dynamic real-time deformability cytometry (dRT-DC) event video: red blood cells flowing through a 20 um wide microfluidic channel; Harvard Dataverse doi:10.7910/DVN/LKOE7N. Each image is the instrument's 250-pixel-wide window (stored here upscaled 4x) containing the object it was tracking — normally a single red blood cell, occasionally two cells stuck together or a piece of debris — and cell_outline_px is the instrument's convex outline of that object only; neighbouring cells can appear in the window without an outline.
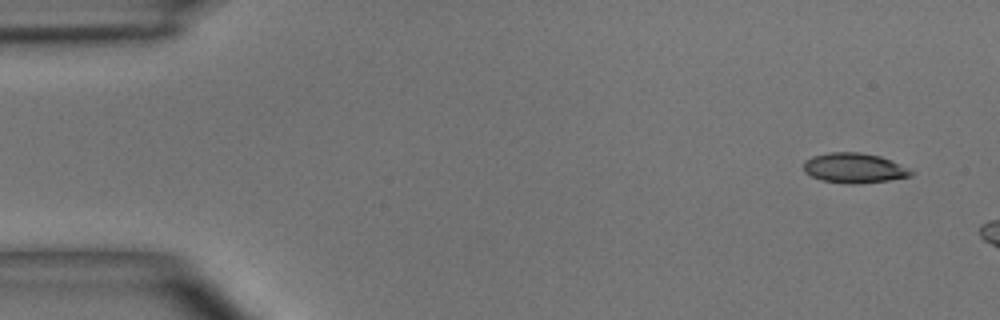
{"species": "common noctule bat (a hibernating species)", "species_latin": "Nyctalus noctula", "temperature_condition": "room temperature", "stored_images_in_passage": 2, "camera_frame_rate_fps": 3000, "um_per_image_px": 0.085, "animal": {"sex": "male", "body_mass_g": 15.6}, "frame": {"image": 1, "passage_image": 1, "time_ms": 0.0, "image_size_px": [1000, 320], "cell_outline_px": [[912, 176], [888, 180], [852, 184], [848, 184], [824, 180], [812, 176], [804, 172], [804, 160], [812, 156], [832, 152], [860, 152], [880, 156], [912, 172]], "centroid_in_image_um": [72.53, 14.28], "position_along_channel_um": 12.5, "area_um2": 18.26}}